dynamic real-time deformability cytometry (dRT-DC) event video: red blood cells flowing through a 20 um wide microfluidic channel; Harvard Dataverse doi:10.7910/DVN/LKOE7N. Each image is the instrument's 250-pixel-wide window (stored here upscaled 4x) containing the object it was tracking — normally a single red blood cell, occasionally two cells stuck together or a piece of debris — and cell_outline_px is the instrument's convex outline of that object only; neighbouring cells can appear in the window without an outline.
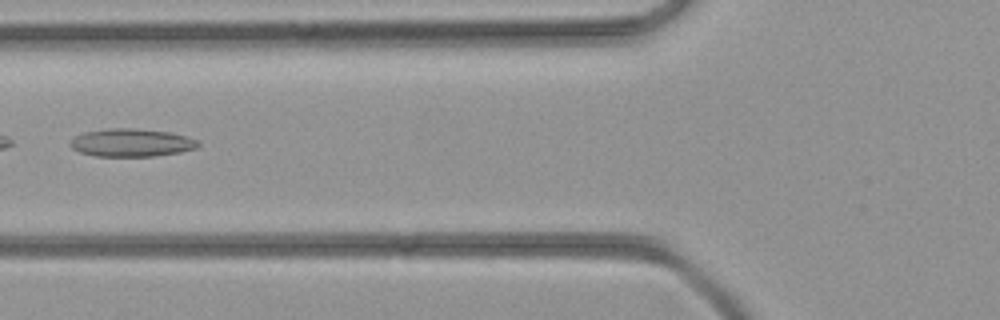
{"species": "common noctule bat (a hibernating species)", "species_latin": "Nyctalus noctula", "temperature_condition": "room temperature", "stored_images_in_passage": 40, "camera_frame_rate_fps": 3000, "um_per_image_px": 0.085, "animal": {"sex": "female", "body_mass_g": 21.9}, "frame": {"image": 1, "passage_image": 17, "time_ms": 5.333, "image_size_px": [1000, 320], "cell_outline_px": [[200, 144], [196, 148], [180, 152], [156, 156], [96, 156], [80, 152], [72, 148], [68, 144], [76, 136], [84, 132], [108, 128], [132, 128], [172, 132], [196, 140]], "centroid_in_image_um": [11.16, 12.12], "position_along_channel_um": 114.6, "area_um2": 20.75}}
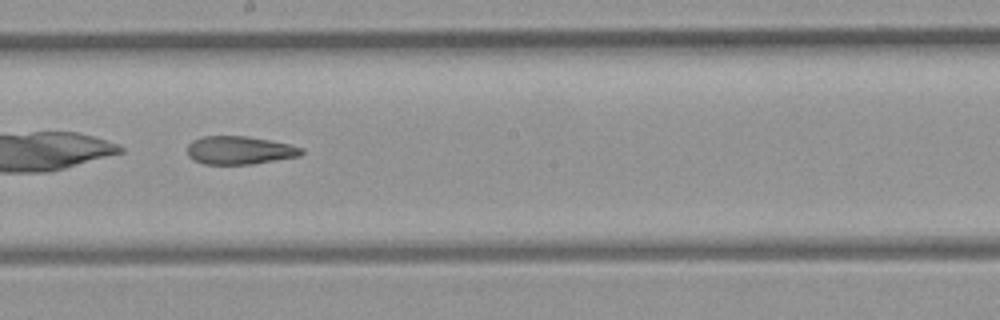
{"frame": {"image": 2, "passage_image": 24, "time_ms": 7.667, "image_size_px": [1000, 320], "cell_outline_px": [[304, 152], [300, 156], [252, 164], [204, 164], [192, 160], [188, 156], [188, 144], [192, 140], [204, 136], [248, 136], [272, 140], [304, 148]], "centroid_in_image_um": [20.37, 12.77], "position_along_channel_um": 227.8, "area_um2": 18.9}}
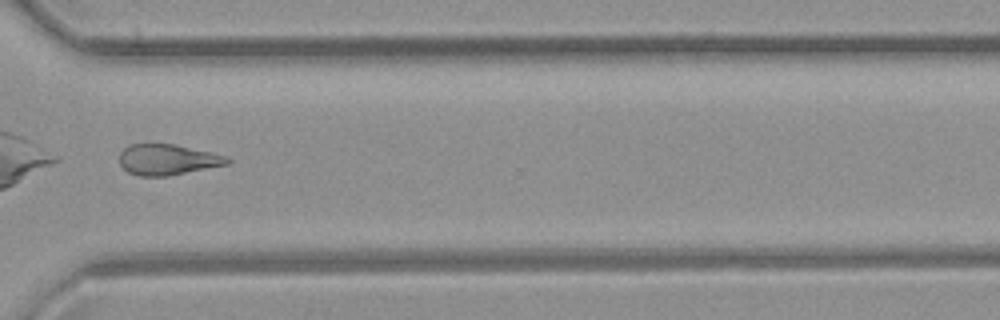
{"frame": {"image": 3, "passage_image": 32, "time_ms": 10.333, "image_size_px": [1000, 320], "cell_outline_px": [[232, 160], [228, 164], [168, 176], [140, 176], [128, 172], [120, 164], [120, 152], [124, 148], [132, 144], [176, 144], [212, 152], [228, 156]], "centroid_in_image_um": [14.27, 13.56], "position_along_channel_um": 356.3, "area_um2": 19.36}}